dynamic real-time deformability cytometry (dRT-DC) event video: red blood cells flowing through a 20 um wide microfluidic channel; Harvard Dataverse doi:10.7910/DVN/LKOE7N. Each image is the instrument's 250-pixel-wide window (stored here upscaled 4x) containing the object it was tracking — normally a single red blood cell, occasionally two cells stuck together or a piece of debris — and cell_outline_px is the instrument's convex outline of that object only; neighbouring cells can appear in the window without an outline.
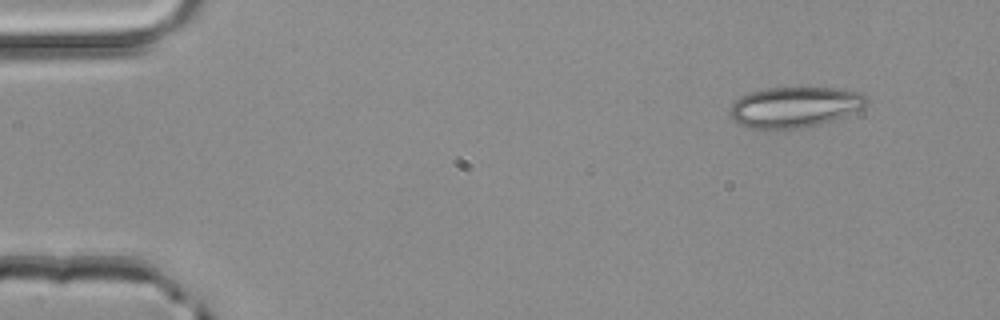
{"species": "common noctule bat (a hibernating species)", "species_latin": "Nyctalus noctula", "temperature_condition": "room temperature", "stored_images_in_passage": 3, "camera_frame_rate_fps": 3000, "um_per_image_px": 0.085, "animal": {"sex": "male", "body_mass_g": 20.4}, "frame": {"image": 1, "passage_image": 1, "time_ms": 0.0, "image_size_px": [1000, 320], "cell_outline_px": [[868, 100], [864, 108], [844, 116], [820, 124], [800, 128], [748, 128], [736, 124], [732, 120], [728, 112], [732, 104], [740, 96], [748, 92], [764, 88], [800, 84], [804, 84], [836, 88], [864, 92], [868, 96]], "centroid_in_image_um": [67.56, 9.03], "position_along_channel_um": 17.4, "area_um2": 33.76}}